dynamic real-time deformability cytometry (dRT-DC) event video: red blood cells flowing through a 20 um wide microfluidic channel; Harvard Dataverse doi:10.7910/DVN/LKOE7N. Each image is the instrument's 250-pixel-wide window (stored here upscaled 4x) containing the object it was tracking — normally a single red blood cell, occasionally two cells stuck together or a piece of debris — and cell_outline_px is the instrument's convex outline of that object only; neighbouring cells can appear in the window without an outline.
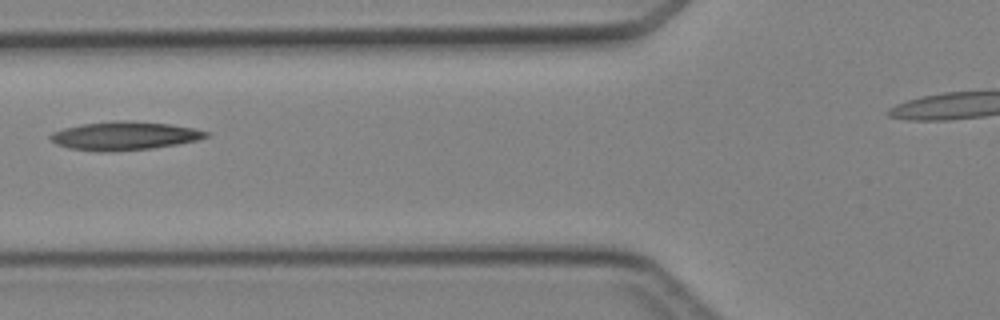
{"species": "Egyptian fruit bat (a non-hibernating species)", "species_latin": "Rousettus aegyptiacus", "temperature_condition": "cold", "stored_images_in_passage": 4, "camera_frame_rate_fps": 3000, "um_per_image_px": 0.085, "animal": {"sex": "female"}, "frame": {"image": 1, "passage_image": 3, "time_ms": 2.333, "image_size_px": [1000, 320], "cell_outline_px": [[208, 136], [196, 140], [176, 144], [152, 148], [100, 152], [68, 148], [56, 144], [48, 140], [48, 136], [52, 132], [64, 128], [80, 124], [116, 120], [120, 120], [168, 124], [192, 128], [208, 132]], "centroid_in_image_um": [10.47, 11.54], "position_along_channel_um": 115.3, "area_um2": 25.61}}
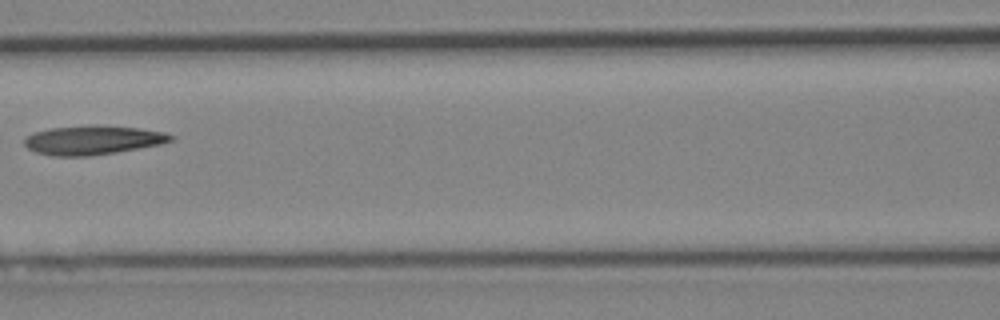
{"frame": {"image": 2, "passage_image": 4, "time_ms": 3.333, "image_size_px": [1000, 320], "cell_outline_px": [[176, 136], [172, 140], [160, 144], [116, 152], [88, 156], [52, 156], [36, 152], [28, 148], [24, 144], [24, 140], [28, 136], [36, 132], [48, 128], [92, 124], [140, 128], [164, 132]], "centroid_in_image_um": [7.89, 11.89], "position_along_channel_um": 158.7, "area_um2": 24.85}}